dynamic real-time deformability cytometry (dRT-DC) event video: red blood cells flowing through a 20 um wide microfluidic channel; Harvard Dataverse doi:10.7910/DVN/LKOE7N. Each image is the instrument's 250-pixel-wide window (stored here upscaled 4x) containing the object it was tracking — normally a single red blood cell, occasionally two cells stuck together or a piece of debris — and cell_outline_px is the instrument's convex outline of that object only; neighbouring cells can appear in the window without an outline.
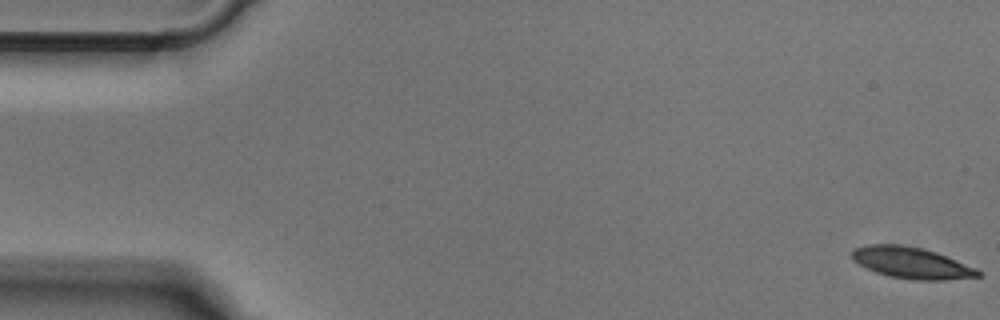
{"species": "Egyptian fruit bat (a non-hibernating species)", "species_latin": "Rousettus aegyptiacus", "temperature_condition": "cold", "stored_images_in_passage": 51, "camera_frame_rate_fps": 3000, "um_per_image_px": 0.085, "animal": {"sex": "male"}, "frame": {"image": 1, "passage_image": 1, "time_ms": 0.0, "image_size_px": [1000, 320], "cell_outline_px": [[984, 276], [944, 280], [912, 280], [888, 276], [876, 272], [852, 260], [852, 252], [856, 248], [868, 244], [900, 244], [924, 248], [936, 252], [976, 268]], "centroid_in_image_um": [77.49, 22.34], "position_along_channel_um": 7.5, "area_um2": 23.0}}
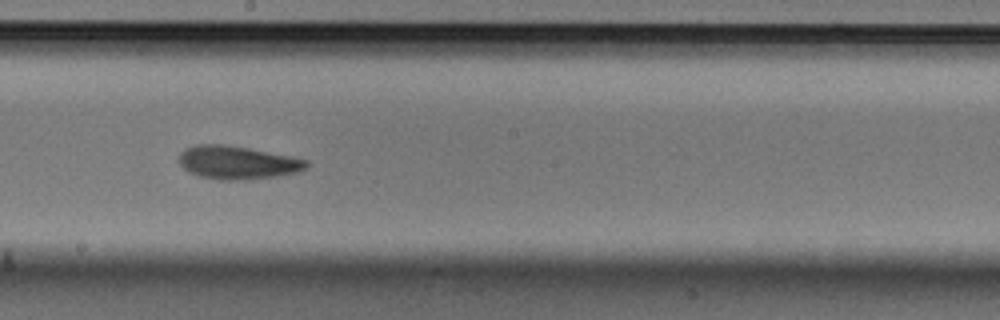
{"frame": {"image": 2, "passage_image": 28, "time_ms": 9.0, "image_size_px": [1000, 320], "cell_outline_px": [[308, 168], [300, 172], [276, 176], [244, 180], [220, 180], [200, 176], [188, 172], [180, 164], [180, 152], [184, 148], [196, 144], [224, 144], [248, 148], [292, 156], [308, 160]], "centroid_in_image_um": [20.2, 13.81], "position_along_channel_um": 228.0, "area_um2": 24.85}}
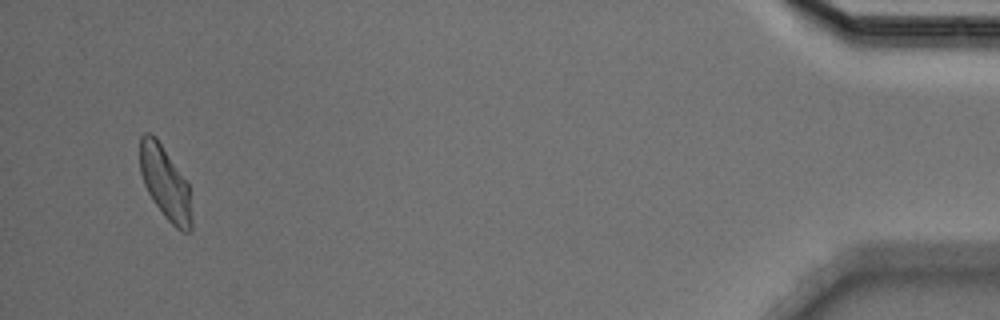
{"frame": {"image": 3, "passage_image": 49, "time_ms": 16.0, "image_size_px": [1000, 320], "cell_outline_px": [[192, 232], [180, 232], [164, 216], [152, 200], [144, 184], [140, 172], [140, 136], [144, 132], [152, 132], [156, 136], [188, 184], [192, 216]], "centroid_in_image_um": [14.04, 15.56], "position_along_channel_um": 421.2, "area_um2": 22.14}}